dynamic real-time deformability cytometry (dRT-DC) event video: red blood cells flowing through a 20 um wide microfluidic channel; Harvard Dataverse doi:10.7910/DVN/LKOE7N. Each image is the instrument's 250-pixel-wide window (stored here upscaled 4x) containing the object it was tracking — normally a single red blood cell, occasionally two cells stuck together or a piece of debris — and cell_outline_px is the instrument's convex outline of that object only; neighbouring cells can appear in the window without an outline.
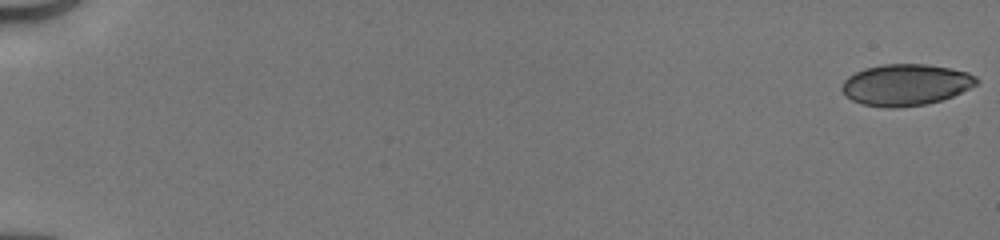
{"species": "human", "species_latin": "Homo sapiens", "temperature_condition": "cold", "stored_images_in_passage": 51, "camera_frame_rate_fps": 3000, "um_per_image_px": 0.085, "donor": {"sex": "male"}, "frame": {"image": 1, "passage_image": 1, "time_ms": 0.0, "image_size_px": [1000, 240], "cell_outline_px": [[980, 80], [976, 84], [952, 96], [940, 100], [924, 104], [892, 108], [888, 108], [860, 104], [852, 100], [840, 88], [844, 80], [848, 76], [864, 68], [884, 64], [924, 64], [952, 68], [968, 72], [976, 76]], "centroid_in_image_um": [76.97, 7.2], "position_along_channel_um": 8.0, "area_um2": 32.37}}
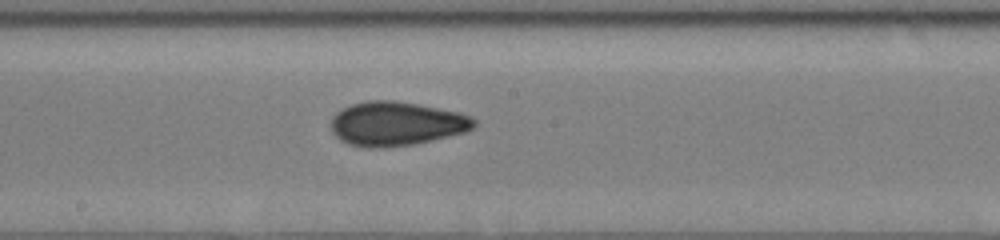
{"frame": {"image": 2, "passage_image": 30, "time_ms": 9.667, "image_size_px": [1000, 240], "cell_outline_px": [[476, 124], [472, 128], [464, 132], [432, 140], [412, 144], [384, 148], [368, 148], [348, 144], [340, 140], [332, 132], [332, 116], [340, 108], [352, 104], [368, 100], [396, 100], [420, 104], [460, 112], [472, 116], [476, 120]], "centroid_in_image_um": [33.68, 10.5], "position_along_channel_um": 214.5, "area_um2": 37.05}}
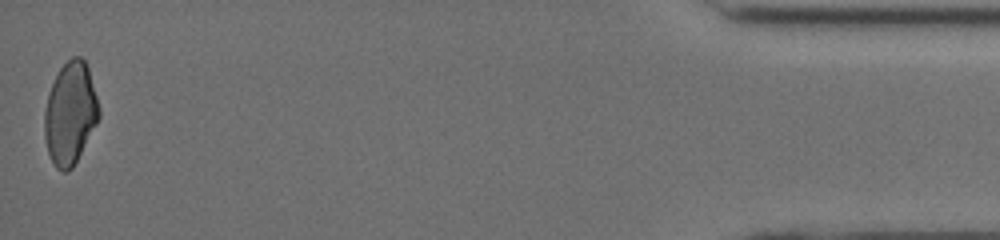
{"frame": {"image": 3, "passage_image": 51, "time_ms": 16.667, "image_size_px": [1000, 240], "cell_outline_px": [[100, 116], [96, 124], [72, 168], [68, 172], [64, 172], [56, 168], [48, 152], [44, 136], [44, 112], [48, 92], [60, 68], [72, 56], [80, 56], [84, 60], [88, 68], [100, 108]], "centroid_in_image_um": [5.96, 9.63], "position_along_channel_um": 429.2, "area_um2": 32.25}, "authors_computed_cell_mechanics": {"area_um2": 34.391, "velocity_mm_per_s": 4.1702, "shape_relaxation_time_tau1_ms": 6.8021, "shape_relaxation_time_tau2_ms": 1.4953, "deformation_change_tau1": 0.1331, "deformation_change_tau2": 0.0618}}